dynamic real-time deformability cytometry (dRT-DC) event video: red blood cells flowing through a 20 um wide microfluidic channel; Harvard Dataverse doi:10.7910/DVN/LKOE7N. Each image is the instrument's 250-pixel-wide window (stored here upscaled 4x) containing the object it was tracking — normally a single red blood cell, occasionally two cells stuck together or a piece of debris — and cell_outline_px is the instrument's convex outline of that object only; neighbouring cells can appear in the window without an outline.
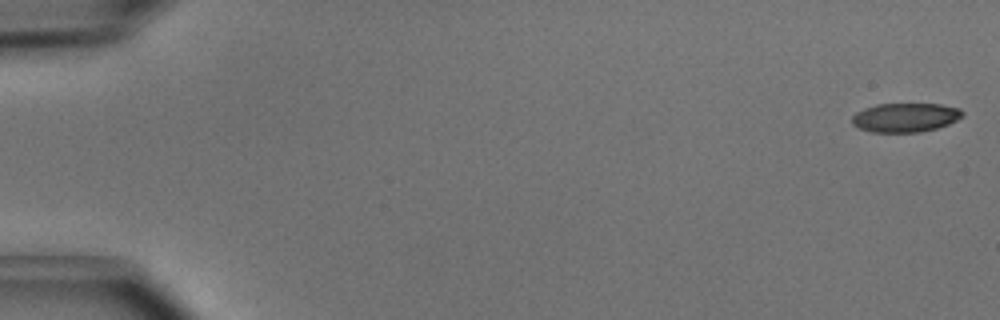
{"species": "common noctule bat (a hibernating species)", "species_latin": "Nyctalus noctula", "temperature_condition": "cold", "stored_images_in_passage": 47, "camera_frame_rate_fps": 3000, "um_per_image_px": 0.085, "animal": {"sex": "male", "body_mass_g": 15.6}, "frame": {"image": 1, "passage_image": 1, "time_ms": 0.0, "image_size_px": [1000, 320], "cell_outline_px": [[964, 116], [948, 124], [936, 128], [920, 132], [872, 132], [860, 128], [852, 124], [852, 116], [856, 112], [864, 108], [876, 104], [940, 104], [960, 108], [964, 112]], "centroid_in_image_um": [76.96, 9.98], "position_along_channel_um": 8.0, "area_um2": 18.73}}
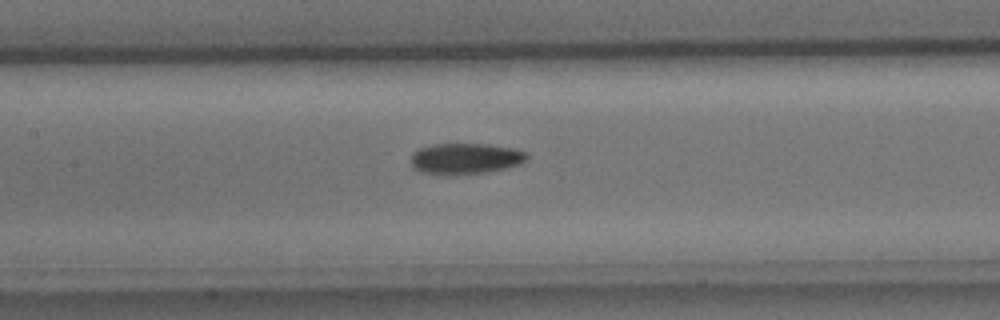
{"frame": {"image": 2, "passage_image": 24, "time_ms": 7.667, "image_size_px": [1000, 320], "cell_outline_px": [[528, 160], [520, 164], [508, 168], [484, 172], [444, 176], [420, 172], [412, 164], [412, 152], [420, 148], [432, 144], [488, 144], [516, 148], [528, 152]], "centroid_in_image_um": [39.6, 13.48], "position_along_channel_um": 167.8, "area_um2": 21.27}}
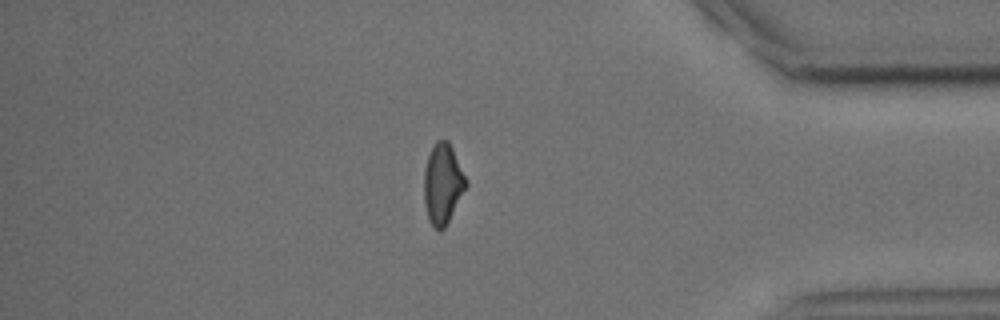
{"frame": {"image": 3, "passage_image": 43, "time_ms": 14.0, "image_size_px": [1000, 320], "cell_outline_px": [[468, 184], [444, 228], [440, 232], [428, 220], [424, 200], [424, 168], [432, 144], [436, 140], [448, 140], [468, 180]], "centroid_in_image_um": [37.62, 15.59], "position_along_channel_um": 397.6, "area_um2": 19.65}}